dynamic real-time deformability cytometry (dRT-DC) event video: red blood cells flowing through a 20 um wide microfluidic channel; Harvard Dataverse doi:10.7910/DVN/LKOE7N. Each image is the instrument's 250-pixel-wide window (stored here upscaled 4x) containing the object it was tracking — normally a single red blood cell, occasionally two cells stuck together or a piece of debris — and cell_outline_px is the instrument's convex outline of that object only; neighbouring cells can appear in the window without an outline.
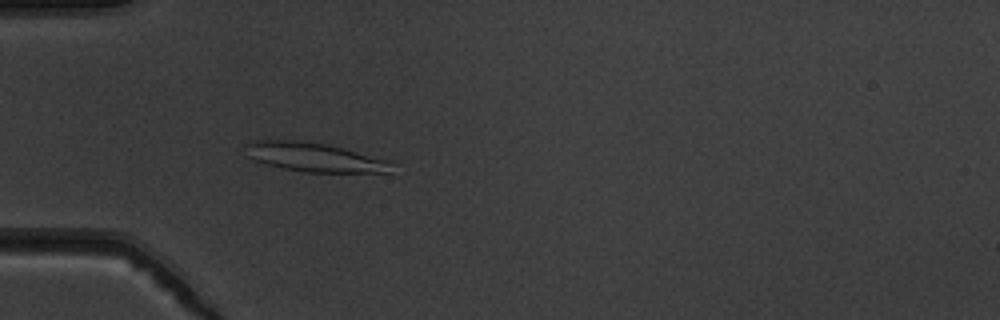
{"species": "common noctule bat (a hibernating species)", "species_latin": "Nyctalus noctula", "temperature_condition": "warm", "stored_images_in_passage": 54, "camera_frame_rate_fps": 3000, "um_per_image_px": 0.085, "animal": {"sex": "male", "body_mass_g": 19.5, "forearm_length_mm": 54.6}, "frame": {"image": 1, "passage_image": 17, "time_ms": 5.333, "image_size_px": [1000, 320], "cell_outline_px": [[392, 172], [304, 172], [284, 168], [268, 164], [256, 160], [248, 156], [244, 144], [248, 140], [292, 140], [324, 144], [392, 160]], "centroid_in_image_um": [26.72, 13.36], "position_along_channel_um": 58.3, "area_um2": 24.51}}
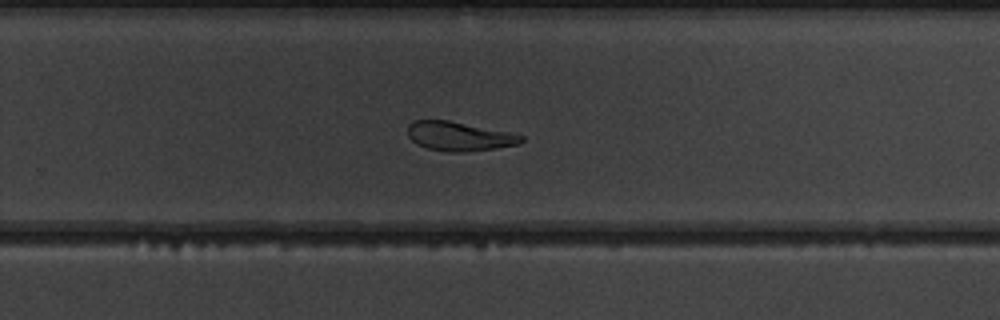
{"frame": {"image": 2, "passage_image": 36, "time_ms": 11.667, "image_size_px": [1000, 320], "cell_outline_px": [[524, 140], [520, 144], [496, 148], [464, 152], [448, 152], [428, 148], [416, 144], [408, 136], [408, 124], [412, 120], [448, 120], [508, 132], [524, 136]], "centroid_in_image_um": [39.01, 11.58], "position_along_channel_um": 290.8, "area_um2": 19.25}}
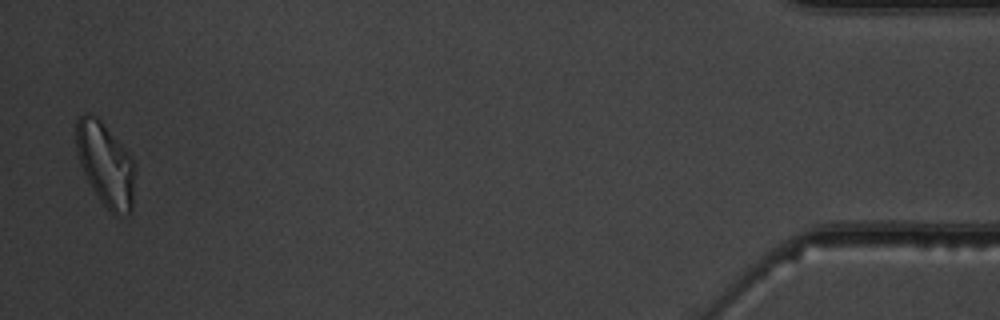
{"frame": {"image": 3, "passage_image": 53, "time_ms": 17.333, "image_size_px": [1000, 320], "cell_outline_px": [[136, 172], [132, 208], [128, 216], [116, 216], [100, 200], [92, 188], [80, 164], [76, 152], [76, 120], [84, 112], [88, 112], [96, 116], [100, 120], [132, 156], [136, 164]], "centroid_in_image_um": [9.0, 13.97], "position_along_channel_um": 426.2, "area_um2": 28.96}, "authors_computed_cell_mechanics": {"area_um2": 23.3512, "velocity_mm_per_s": 3.7913, "shape_relaxation_time_tau1_ms": null, "shape_relaxation_time_tau2_ms": 1.5607, "deformation_change_tau1": null, "deformation_change_tau2": 0.0951}}